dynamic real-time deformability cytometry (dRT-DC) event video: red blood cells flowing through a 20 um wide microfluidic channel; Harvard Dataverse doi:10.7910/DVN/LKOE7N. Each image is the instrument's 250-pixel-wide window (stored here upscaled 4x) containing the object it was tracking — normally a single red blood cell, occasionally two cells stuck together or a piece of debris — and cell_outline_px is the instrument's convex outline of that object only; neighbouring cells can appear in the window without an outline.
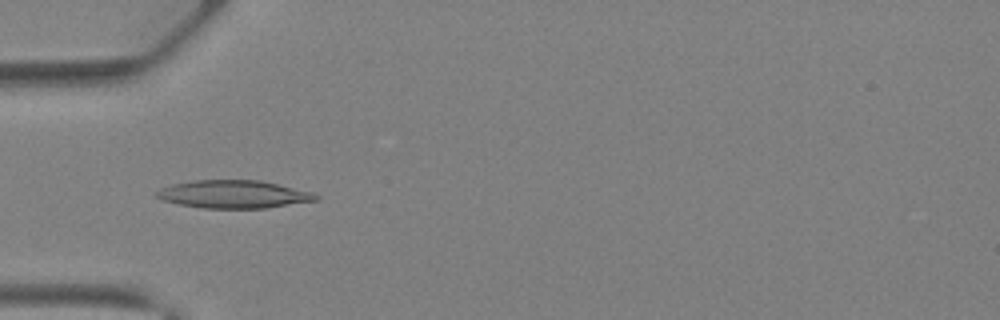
{"species": "Egyptian fruit bat (a non-hibernating species)", "species_latin": "Rousettus aegyptiacus", "temperature_condition": "warm", "stored_images_in_passage": 42, "camera_frame_rate_fps": 3000, "um_per_image_px": 0.085, "animal": {"sex": "female"}, "frame": {"image": 1, "passage_image": 14, "time_ms": 4.333, "image_size_px": [1000, 320], "cell_outline_px": [[320, 200], [268, 208], [204, 208], [180, 204], [164, 200], [156, 196], [156, 192], [160, 188], [172, 184], [196, 180], [260, 180], [312, 192], [320, 196]], "centroid_in_image_um": [19.91, 16.51], "position_along_channel_um": 65.1, "area_um2": 25.84}}
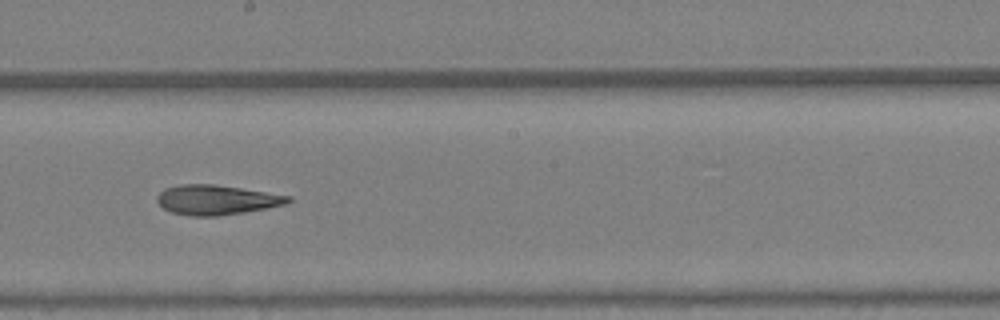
{"frame": {"image": 2, "passage_image": 24, "time_ms": 7.667, "image_size_px": [1000, 320], "cell_outline_px": [[292, 200], [288, 204], [244, 212], [216, 216], [192, 216], [172, 212], [164, 208], [156, 200], [156, 196], [164, 188], [180, 184], [216, 184], [292, 196]], "centroid_in_image_um": [18.41, 16.98], "position_along_channel_um": 229.8, "area_um2": 22.77}}
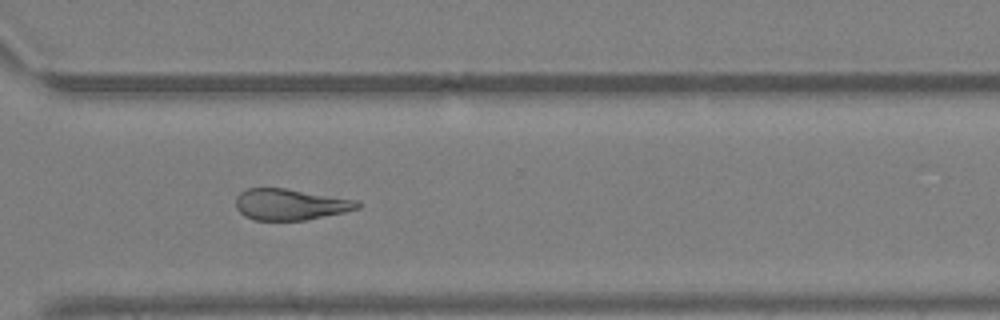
{"frame": {"image": 3, "passage_image": 31, "time_ms": 10.0, "image_size_px": [1000, 320], "cell_outline_px": [[360, 208], [344, 212], [304, 220], [256, 220], [244, 216], [236, 208], [236, 196], [240, 192], [248, 188], [284, 188], [360, 200]], "centroid_in_image_um": [24.68, 17.37], "position_along_channel_um": 345.9, "area_um2": 22.14}, "authors_computed_cell_mechanics": {"area_um2": 24.3916, "velocity_mm_per_s": 4.9943, "shape_relaxation_time_tau1_ms": null, "shape_relaxation_time_tau2_ms": 6.3156, "deformation_change_tau1": null, "deformation_change_tau2": 0.2116}}